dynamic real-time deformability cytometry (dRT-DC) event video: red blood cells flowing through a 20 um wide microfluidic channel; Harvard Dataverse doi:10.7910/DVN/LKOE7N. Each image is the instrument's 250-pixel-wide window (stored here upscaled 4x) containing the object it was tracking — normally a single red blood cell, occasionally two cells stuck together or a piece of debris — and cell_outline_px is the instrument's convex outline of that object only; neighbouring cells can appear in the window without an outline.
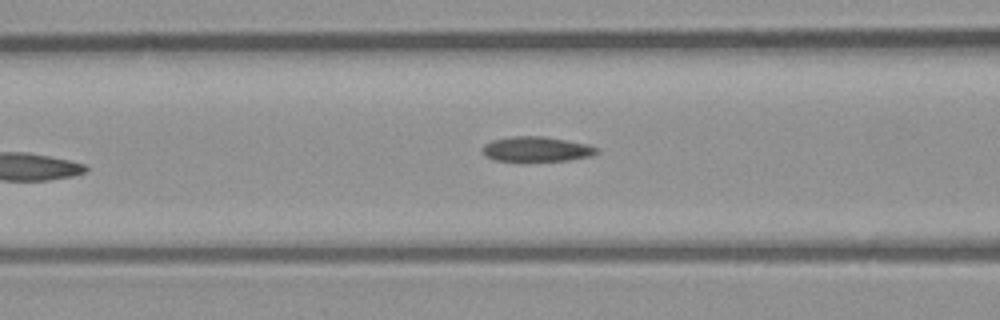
{"species": "common noctule bat (a hibernating species)", "species_latin": "Nyctalus noctula", "temperature_condition": "room temperature", "stored_images_in_passage": 7, "camera_frame_rate_fps": 3000, "um_per_image_px": 0.085, "animal": {"sex": "male", "body_mass_g": 23.1, "forearm_length_mm": 52.7}, "frame": {"image": 1, "passage_image": 7, "time_ms": 2.0, "image_size_px": [1000, 320], "cell_outline_px": [[600, 152], [592, 156], [568, 160], [524, 164], [520, 164], [492, 160], [484, 156], [480, 148], [484, 144], [492, 140], [512, 136], [544, 136], [588, 144], [600, 148]], "centroid_in_image_um": [45.55, 12.73], "position_along_channel_um": 121.0, "area_um2": 17.86}}